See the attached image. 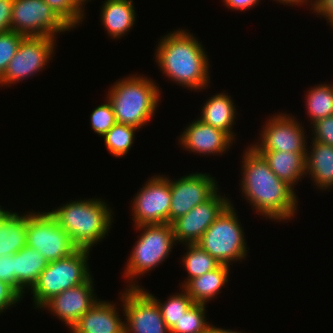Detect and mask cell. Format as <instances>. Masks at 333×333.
Segmentation results:
<instances>
[{
    "label": "cell",
    "instance_id": "cell-1",
    "mask_svg": "<svg viewBox=\"0 0 333 333\" xmlns=\"http://www.w3.org/2000/svg\"><path fill=\"white\" fill-rule=\"evenodd\" d=\"M243 154L240 190L251 208L272 222L293 218L299 202L294 189L275 175L251 145Z\"/></svg>",
    "mask_w": 333,
    "mask_h": 333
},
{
    "label": "cell",
    "instance_id": "cell-2",
    "mask_svg": "<svg viewBox=\"0 0 333 333\" xmlns=\"http://www.w3.org/2000/svg\"><path fill=\"white\" fill-rule=\"evenodd\" d=\"M161 38L154 56L162 74L183 88L206 89L210 84L211 65L202 42L180 28Z\"/></svg>",
    "mask_w": 333,
    "mask_h": 333
},
{
    "label": "cell",
    "instance_id": "cell-3",
    "mask_svg": "<svg viewBox=\"0 0 333 333\" xmlns=\"http://www.w3.org/2000/svg\"><path fill=\"white\" fill-rule=\"evenodd\" d=\"M49 213L78 248L89 250L108 236L114 221L111 207L101 198L71 200Z\"/></svg>",
    "mask_w": 333,
    "mask_h": 333
},
{
    "label": "cell",
    "instance_id": "cell-4",
    "mask_svg": "<svg viewBox=\"0 0 333 333\" xmlns=\"http://www.w3.org/2000/svg\"><path fill=\"white\" fill-rule=\"evenodd\" d=\"M144 75H131L118 79L107 92L116 121L140 130L153 118L161 91L158 84Z\"/></svg>",
    "mask_w": 333,
    "mask_h": 333
},
{
    "label": "cell",
    "instance_id": "cell-5",
    "mask_svg": "<svg viewBox=\"0 0 333 333\" xmlns=\"http://www.w3.org/2000/svg\"><path fill=\"white\" fill-rule=\"evenodd\" d=\"M136 229L141 230L142 233L129 254L124 270V277L128 279L129 288L142 287L135 279L164 263L174 245L177 244L173 227L169 223L144 224L136 226Z\"/></svg>",
    "mask_w": 333,
    "mask_h": 333
},
{
    "label": "cell",
    "instance_id": "cell-6",
    "mask_svg": "<svg viewBox=\"0 0 333 333\" xmlns=\"http://www.w3.org/2000/svg\"><path fill=\"white\" fill-rule=\"evenodd\" d=\"M90 251L78 248L65 258L49 262L38 282L29 290L33 294L35 309H41L53 296L84 283L91 276L88 266Z\"/></svg>",
    "mask_w": 333,
    "mask_h": 333
},
{
    "label": "cell",
    "instance_id": "cell-7",
    "mask_svg": "<svg viewBox=\"0 0 333 333\" xmlns=\"http://www.w3.org/2000/svg\"><path fill=\"white\" fill-rule=\"evenodd\" d=\"M240 223L231 202L206 229L196 244L221 264L232 265V262L238 260L242 262L241 260L248 255V249Z\"/></svg>",
    "mask_w": 333,
    "mask_h": 333
},
{
    "label": "cell",
    "instance_id": "cell-8",
    "mask_svg": "<svg viewBox=\"0 0 333 333\" xmlns=\"http://www.w3.org/2000/svg\"><path fill=\"white\" fill-rule=\"evenodd\" d=\"M27 245L38 250L49 262L65 258L78 247L56 219L45 212H27Z\"/></svg>",
    "mask_w": 333,
    "mask_h": 333
},
{
    "label": "cell",
    "instance_id": "cell-9",
    "mask_svg": "<svg viewBox=\"0 0 333 333\" xmlns=\"http://www.w3.org/2000/svg\"><path fill=\"white\" fill-rule=\"evenodd\" d=\"M11 30L25 37H56L73 29L44 0H14Z\"/></svg>",
    "mask_w": 333,
    "mask_h": 333
},
{
    "label": "cell",
    "instance_id": "cell-10",
    "mask_svg": "<svg viewBox=\"0 0 333 333\" xmlns=\"http://www.w3.org/2000/svg\"><path fill=\"white\" fill-rule=\"evenodd\" d=\"M120 301L125 333H170L156 300L143 288H124Z\"/></svg>",
    "mask_w": 333,
    "mask_h": 333
},
{
    "label": "cell",
    "instance_id": "cell-11",
    "mask_svg": "<svg viewBox=\"0 0 333 333\" xmlns=\"http://www.w3.org/2000/svg\"><path fill=\"white\" fill-rule=\"evenodd\" d=\"M56 37L29 36L24 37L16 54L9 62L7 70L0 78V86L20 83L31 76L38 74L50 62Z\"/></svg>",
    "mask_w": 333,
    "mask_h": 333
},
{
    "label": "cell",
    "instance_id": "cell-12",
    "mask_svg": "<svg viewBox=\"0 0 333 333\" xmlns=\"http://www.w3.org/2000/svg\"><path fill=\"white\" fill-rule=\"evenodd\" d=\"M170 201V178L152 176L131 200L134 225L169 223Z\"/></svg>",
    "mask_w": 333,
    "mask_h": 333
},
{
    "label": "cell",
    "instance_id": "cell-13",
    "mask_svg": "<svg viewBox=\"0 0 333 333\" xmlns=\"http://www.w3.org/2000/svg\"><path fill=\"white\" fill-rule=\"evenodd\" d=\"M261 129L260 140L251 144L256 151H284L306 153L304 127L290 114L270 116Z\"/></svg>",
    "mask_w": 333,
    "mask_h": 333
},
{
    "label": "cell",
    "instance_id": "cell-14",
    "mask_svg": "<svg viewBox=\"0 0 333 333\" xmlns=\"http://www.w3.org/2000/svg\"><path fill=\"white\" fill-rule=\"evenodd\" d=\"M173 180L170 179L169 224L208 200L219 189L215 177L209 173L195 172Z\"/></svg>",
    "mask_w": 333,
    "mask_h": 333
},
{
    "label": "cell",
    "instance_id": "cell-15",
    "mask_svg": "<svg viewBox=\"0 0 333 333\" xmlns=\"http://www.w3.org/2000/svg\"><path fill=\"white\" fill-rule=\"evenodd\" d=\"M218 192L219 189L208 200L171 223L176 243L196 244L206 229L231 203L228 197Z\"/></svg>",
    "mask_w": 333,
    "mask_h": 333
},
{
    "label": "cell",
    "instance_id": "cell-16",
    "mask_svg": "<svg viewBox=\"0 0 333 333\" xmlns=\"http://www.w3.org/2000/svg\"><path fill=\"white\" fill-rule=\"evenodd\" d=\"M91 275L84 283L71 287L53 296L41 308H46L59 320L71 328L99 300L94 293Z\"/></svg>",
    "mask_w": 333,
    "mask_h": 333
},
{
    "label": "cell",
    "instance_id": "cell-17",
    "mask_svg": "<svg viewBox=\"0 0 333 333\" xmlns=\"http://www.w3.org/2000/svg\"><path fill=\"white\" fill-rule=\"evenodd\" d=\"M233 139L223 130L210 126L198 117L190 123L179 137L183 149L199 155H222L227 152Z\"/></svg>",
    "mask_w": 333,
    "mask_h": 333
},
{
    "label": "cell",
    "instance_id": "cell-18",
    "mask_svg": "<svg viewBox=\"0 0 333 333\" xmlns=\"http://www.w3.org/2000/svg\"><path fill=\"white\" fill-rule=\"evenodd\" d=\"M116 306L99 299L71 328V333H125Z\"/></svg>",
    "mask_w": 333,
    "mask_h": 333
},
{
    "label": "cell",
    "instance_id": "cell-19",
    "mask_svg": "<svg viewBox=\"0 0 333 333\" xmlns=\"http://www.w3.org/2000/svg\"><path fill=\"white\" fill-rule=\"evenodd\" d=\"M49 261L36 249L24 246L14 254V290L23 298L38 282Z\"/></svg>",
    "mask_w": 333,
    "mask_h": 333
},
{
    "label": "cell",
    "instance_id": "cell-20",
    "mask_svg": "<svg viewBox=\"0 0 333 333\" xmlns=\"http://www.w3.org/2000/svg\"><path fill=\"white\" fill-rule=\"evenodd\" d=\"M102 3L100 14L102 25L112 39L121 38L136 22L133 0H105Z\"/></svg>",
    "mask_w": 333,
    "mask_h": 333
},
{
    "label": "cell",
    "instance_id": "cell-21",
    "mask_svg": "<svg viewBox=\"0 0 333 333\" xmlns=\"http://www.w3.org/2000/svg\"><path fill=\"white\" fill-rule=\"evenodd\" d=\"M311 151H306V175L320 190L333 187V146L311 140Z\"/></svg>",
    "mask_w": 333,
    "mask_h": 333
},
{
    "label": "cell",
    "instance_id": "cell-22",
    "mask_svg": "<svg viewBox=\"0 0 333 333\" xmlns=\"http://www.w3.org/2000/svg\"><path fill=\"white\" fill-rule=\"evenodd\" d=\"M267 161L270 169L293 189L306 175V153L284 151H257Z\"/></svg>",
    "mask_w": 333,
    "mask_h": 333
},
{
    "label": "cell",
    "instance_id": "cell-23",
    "mask_svg": "<svg viewBox=\"0 0 333 333\" xmlns=\"http://www.w3.org/2000/svg\"><path fill=\"white\" fill-rule=\"evenodd\" d=\"M202 106L200 120L215 128L226 132L234 141L236 135L233 132L237 111L235 104L228 93H218L209 97Z\"/></svg>",
    "mask_w": 333,
    "mask_h": 333
},
{
    "label": "cell",
    "instance_id": "cell-24",
    "mask_svg": "<svg viewBox=\"0 0 333 333\" xmlns=\"http://www.w3.org/2000/svg\"><path fill=\"white\" fill-rule=\"evenodd\" d=\"M27 213L0 210V256L12 255L27 245Z\"/></svg>",
    "mask_w": 333,
    "mask_h": 333
},
{
    "label": "cell",
    "instance_id": "cell-25",
    "mask_svg": "<svg viewBox=\"0 0 333 333\" xmlns=\"http://www.w3.org/2000/svg\"><path fill=\"white\" fill-rule=\"evenodd\" d=\"M230 268V265L220 264L214 270L191 279L183 288L194 303L207 305V302L221 293L223 286L228 283Z\"/></svg>",
    "mask_w": 333,
    "mask_h": 333
},
{
    "label": "cell",
    "instance_id": "cell-26",
    "mask_svg": "<svg viewBox=\"0 0 333 333\" xmlns=\"http://www.w3.org/2000/svg\"><path fill=\"white\" fill-rule=\"evenodd\" d=\"M310 87L305 95L306 110L311 125L330 115H333V84H316Z\"/></svg>",
    "mask_w": 333,
    "mask_h": 333
},
{
    "label": "cell",
    "instance_id": "cell-27",
    "mask_svg": "<svg viewBox=\"0 0 333 333\" xmlns=\"http://www.w3.org/2000/svg\"><path fill=\"white\" fill-rule=\"evenodd\" d=\"M184 245L187 250L182 257V263L184 269L188 272V277L185 279L184 283H181L182 286H180V288H183L191 279L202 276L221 264L198 244Z\"/></svg>",
    "mask_w": 333,
    "mask_h": 333
},
{
    "label": "cell",
    "instance_id": "cell-28",
    "mask_svg": "<svg viewBox=\"0 0 333 333\" xmlns=\"http://www.w3.org/2000/svg\"><path fill=\"white\" fill-rule=\"evenodd\" d=\"M136 127L116 123L102 137L107 150L115 157H122L128 153L135 140Z\"/></svg>",
    "mask_w": 333,
    "mask_h": 333
},
{
    "label": "cell",
    "instance_id": "cell-29",
    "mask_svg": "<svg viewBox=\"0 0 333 333\" xmlns=\"http://www.w3.org/2000/svg\"><path fill=\"white\" fill-rule=\"evenodd\" d=\"M157 302L166 326L171 329L177 321L184 315L194 302L183 288L181 293H175L168 297L164 302L159 301L156 296L148 292Z\"/></svg>",
    "mask_w": 333,
    "mask_h": 333
},
{
    "label": "cell",
    "instance_id": "cell-30",
    "mask_svg": "<svg viewBox=\"0 0 333 333\" xmlns=\"http://www.w3.org/2000/svg\"><path fill=\"white\" fill-rule=\"evenodd\" d=\"M205 307L206 304L194 303L170 329V333H208L210 324L205 317Z\"/></svg>",
    "mask_w": 333,
    "mask_h": 333
},
{
    "label": "cell",
    "instance_id": "cell-31",
    "mask_svg": "<svg viewBox=\"0 0 333 333\" xmlns=\"http://www.w3.org/2000/svg\"><path fill=\"white\" fill-rule=\"evenodd\" d=\"M59 17L72 29L85 19V7L76 0H44Z\"/></svg>",
    "mask_w": 333,
    "mask_h": 333
},
{
    "label": "cell",
    "instance_id": "cell-32",
    "mask_svg": "<svg viewBox=\"0 0 333 333\" xmlns=\"http://www.w3.org/2000/svg\"><path fill=\"white\" fill-rule=\"evenodd\" d=\"M107 101L98 107L94 108L90 116V124L95 132L100 137L106 134L116 123V117L111 103Z\"/></svg>",
    "mask_w": 333,
    "mask_h": 333
},
{
    "label": "cell",
    "instance_id": "cell-33",
    "mask_svg": "<svg viewBox=\"0 0 333 333\" xmlns=\"http://www.w3.org/2000/svg\"><path fill=\"white\" fill-rule=\"evenodd\" d=\"M24 37V35L12 30L0 33V78L7 70L9 62L16 54Z\"/></svg>",
    "mask_w": 333,
    "mask_h": 333
},
{
    "label": "cell",
    "instance_id": "cell-34",
    "mask_svg": "<svg viewBox=\"0 0 333 333\" xmlns=\"http://www.w3.org/2000/svg\"><path fill=\"white\" fill-rule=\"evenodd\" d=\"M311 128L313 131L311 140L333 146V115L319 119Z\"/></svg>",
    "mask_w": 333,
    "mask_h": 333
},
{
    "label": "cell",
    "instance_id": "cell-35",
    "mask_svg": "<svg viewBox=\"0 0 333 333\" xmlns=\"http://www.w3.org/2000/svg\"><path fill=\"white\" fill-rule=\"evenodd\" d=\"M22 299L10 285L0 280V315Z\"/></svg>",
    "mask_w": 333,
    "mask_h": 333
},
{
    "label": "cell",
    "instance_id": "cell-36",
    "mask_svg": "<svg viewBox=\"0 0 333 333\" xmlns=\"http://www.w3.org/2000/svg\"><path fill=\"white\" fill-rule=\"evenodd\" d=\"M14 254L0 256V280L14 289Z\"/></svg>",
    "mask_w": 333,
    "mask_h": 333
},
{
    "label": "cell",
    "instance_id": "cell-37",
    "mask_svg": "<svg viewBox=\"0 0 333 333\" xmlns=\"http://www.w3.org/2000/svg\"><path fill=\"white\" fill-rule=\"evenodd\" d=\"M14 0H0V33L11 30V14Z\"/></svg>",
    "mask_w": 333,
    "mask_h": 333
},
{
    "label": "cell",
    "instance_id": "cell-38",
    "mask_svg": "<svg viewBox=\"0 0 333 333\" xmlns=\"http://www.w3.org/2000/svg\"><path fill=\"white\" fill-rule=\"evenodd\" d=\"M312 12L319 17H324L327 23L333 27V0H317Z\"/></svg>",
    "mask_w": 333,
    "mask_h": 333
},
{
    "label": "cell",
    "instance_id": "cell-39",
    "mask_svg": "<svg viewBox=\"0 0 333 333\" xmlns=\"http://www.w3.org/2000/svg\"><path fill=\"white\" fill-rule=\"evenodd\" d=\"M261 0H223L225 6L230 8L231 10L238 11H248V9L255 7V5L259 4Z\"/></svg>",
    "mask_w": 333,
    "mask_h": 333
},
{
    "label": "cell",
    "instance_id": "cell-40",
    "mask_svg": "<svg viewBox=\"0 0 333 333\" xmlns=\"http://www.w3.org/2000/svg\"><path fill=\"white\" fill-rule=\"evenodd\" d=\"M275 2L277 1V2H279V3H281V4H284V5H290V6H294V5H303V4H308V3H310V10H313L314 9V7H315V4H316V1L317 0H274Z\"/></svg>",
    "mask_w": 333,
    "mask_h": 333
},
{
    "label": "cell",
    "instance_id": "cell-41",
    "mask_svg": "<svg viewBox=\"0 0 333 333\" xmlns=\"http://www.w3.org/2000/svg\"><path fill=\"white\" fill-rule=\"evenodd\" d=\"M208 333H241V332L232 331L231 329L218 328L210 324Z\"/></svg>",
    "mask_w": 333,
    "mask_h": 333
},
{
    "label": "cell",
    "instance_id": "cell-42",
    "mask_svg": "<svg viewBox=\"0 0 333 333\" xmlns=\"http://www.w3.org/2000/svg\"><path fill=\"white\" fill-rule=\"evenodd\" d=\"M82 7L86 5L87 2L91 0H76ZM85 3V4H84Z\"/></svg>",
    "mask_w": 333,
    "mask_h": 333
}]
</instances>
